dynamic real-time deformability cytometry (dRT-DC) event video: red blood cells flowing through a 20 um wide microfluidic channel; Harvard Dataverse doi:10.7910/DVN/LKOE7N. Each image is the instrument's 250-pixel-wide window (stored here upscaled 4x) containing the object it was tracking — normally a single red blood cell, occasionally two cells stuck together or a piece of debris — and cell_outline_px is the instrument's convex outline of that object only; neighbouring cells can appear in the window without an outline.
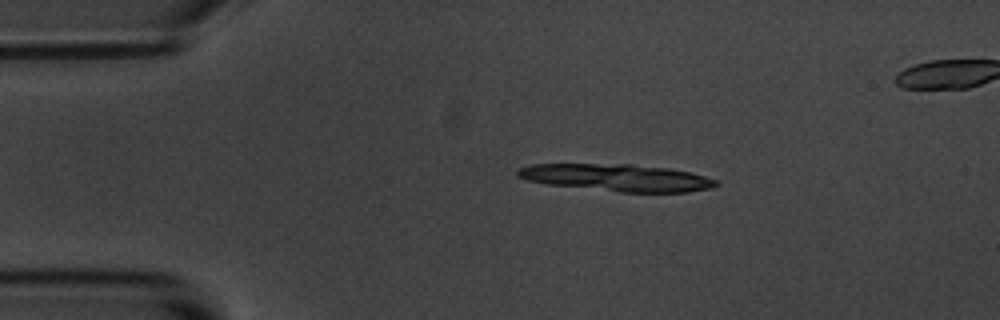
{"species": "common noctule bat (a hibernating species)", "species_latin": "Nyctalus noctula", "temperature_condition": "room temperature", "stored_images_in_passage": 5, "segment_of_instrument_passage": [1, 2], "camera_frame_rate_fps": 3000, "um_per_image_px": 0.085, "animal": {"sex": "male", "body_mass_g": 20.1, "forearm_length_mm": 53.5}, "frame": {"image": 1, "passage_image": 2, "time_ms": 2.333, "image_size_px": [1000, 320], "cell_outline_px": [[720, 184], [712, 188], [688, 192], [620, 192], [548, 184], [528, 180], [516, 176], [516, 172], [520, 168], [532, 164], [632, 164], [668, 168], [688, 172], [704, 176], [716, 180]], "centroid_in_image_um": [52.45, 15.1], "position_along_channel_um": 32.5, "area_um2": 31.21}}